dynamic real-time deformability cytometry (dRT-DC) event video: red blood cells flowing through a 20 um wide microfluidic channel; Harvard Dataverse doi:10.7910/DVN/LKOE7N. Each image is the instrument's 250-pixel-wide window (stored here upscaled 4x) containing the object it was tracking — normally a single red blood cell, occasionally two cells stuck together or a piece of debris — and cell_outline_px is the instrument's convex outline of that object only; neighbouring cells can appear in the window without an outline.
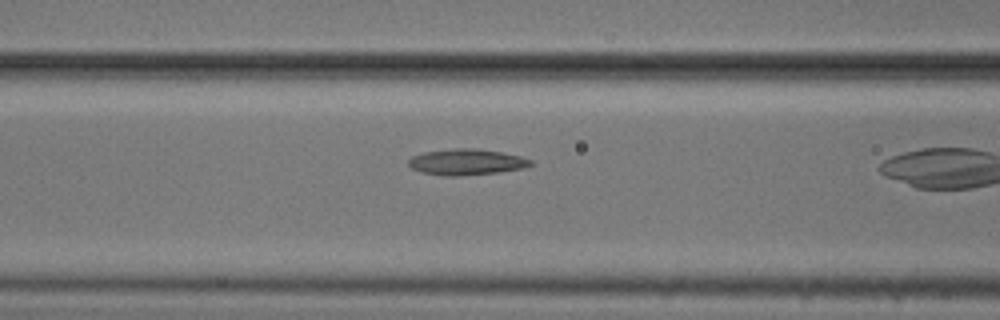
{"species": "common noctule bat (a hibernating species)", "species_latin": "Nyctalus noctula", "temperature_condition": "cold", "stored_images_in_passage": 8, "camera_frame_rate_fps": 3000, "um_per_image_px": 0.085, "animal": {"sex": "male", "body_mass_g": 20.5, "forearm_length_mm": 52.5}, "frame": {"image": 1, "passage_image": 7, "time_ms": 2.0, "image_size_px": [1000, 320], "cell_outline_px": [[532, 164], [524, 168], [496, 172], [460, 176], [444, 176], [420, 172], [412, 168], [408, 164], [408, 160], [412, 156], [424, 152], [452, 148], [476, 148], [500, 152], [520, 156], [532, 160]], "centroid_in_image_um": [39.61, 13.77], "position_along_channel_um": 127.0, "area_um2": 18.5}}